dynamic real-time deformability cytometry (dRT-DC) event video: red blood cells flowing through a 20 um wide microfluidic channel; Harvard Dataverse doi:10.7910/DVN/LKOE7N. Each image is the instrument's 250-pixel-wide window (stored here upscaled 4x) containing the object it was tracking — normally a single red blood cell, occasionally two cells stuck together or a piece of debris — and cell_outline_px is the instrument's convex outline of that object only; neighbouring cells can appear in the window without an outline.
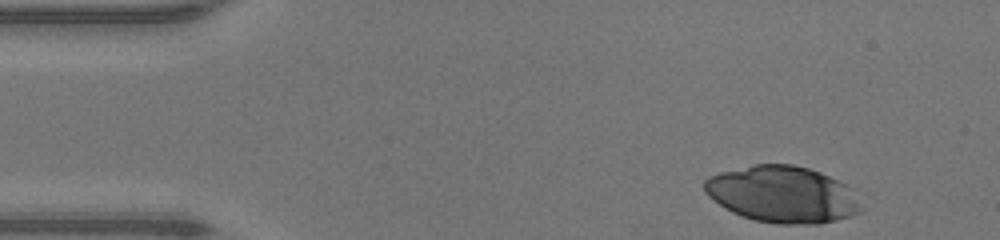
{"species": "human", "species_latin": "Homo sapiens", "temperature_condition": "warm", "stored_images_in_passage": 36, "camera_frame_rate_fps": 3000, "um_per_image_px": 0.085, "donor": {"sex": "male"}, "frame": {"image": 1, "passage_image": 1, "time_ms": 0.0, "image_size_px": [1000, 240], "cell_outline_px": [[864, 208], [860, 212], [852, 216], [836, 220], [816, 224], [776, 224], [752, 220], [740, 216], [732, 212], [708, 196], [704, 192], [704, 180], [708, 176], [720, 172], [752, 164], [792, 164], [808, 168], [820, 172], [848, 184], [856, 188]], "centroid_in_image_um": [66.58, 16.52], "position_along_channel_um": 18.4, "area_um2": 52.6}}
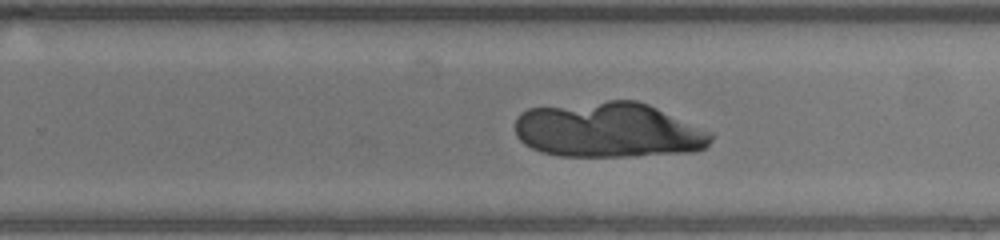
{"frame": {"image": 2, "passage_image": 26, "time_ms": 8.333, "image_size_px": [1000, 240], "cell_outline_px": [[716, 132], [712, 140], [704, 148], [692, 152], [636, 156], [560, 156], [540, 152], [524, 144], [516, 136], [516, 120], [520, 112], [528, 108], [608, 100], [636, 100], [648, 104]], "centroid_in_image_um": [51.76, 11.05], "position_along_channel_um": 278.0, "area_um2": 63.81}}
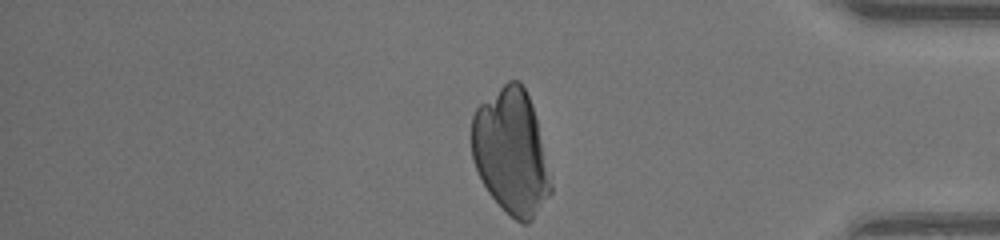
{"frame": {"image": 3, "passage_image": 36, "time_ms": 11.667, "image_size_px": [1000, 240], "cell_outline_px": [[552, 192], [532, 220], [528, 224], [520, 224], [488, 192], [472, 160], [472, 116], [476, 108], [480, 104], [508, 80], [520, 80], [532, 104], [536, 116], [552, 176]], "centroid_in_image_um": [43.48, 12.91], "position_along_channel_um": 391.7, "area_um2": 57.68}}